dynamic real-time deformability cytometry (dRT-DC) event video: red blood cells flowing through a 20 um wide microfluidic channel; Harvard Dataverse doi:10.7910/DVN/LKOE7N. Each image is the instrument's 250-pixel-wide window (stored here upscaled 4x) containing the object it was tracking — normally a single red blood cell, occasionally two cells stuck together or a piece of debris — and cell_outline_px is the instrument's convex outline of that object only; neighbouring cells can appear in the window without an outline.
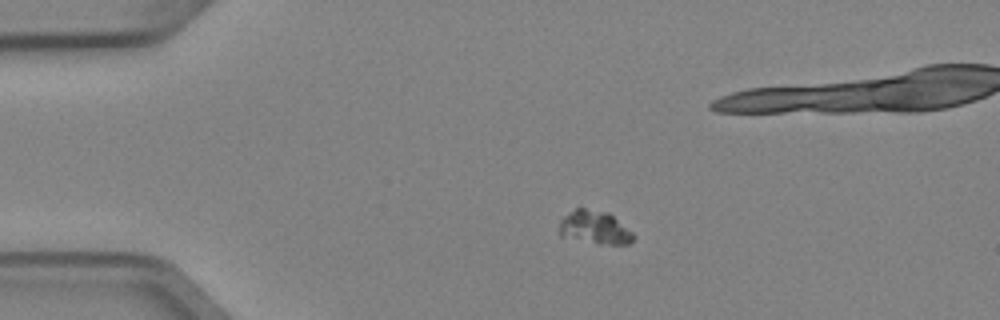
{"species": "Egyptian fruit bat (a non-hibernating species)", "species_latin": "Rousettus aegyptiacus", "temperature_condition": "cold", "stored_images_in_passage": 7, "camera_frame_rate_fps": 3000, "um_per_image_px": 0.085, "animal": {"sex": "female"}, "frame": {"image": 1, "passage_image": 3, "time_ms": 0.667, "image_size_px": [1000, 320], "cell_outline_px": [[636, 236], [628, 244], [596, 244], [560, 236], [560, 220], [564, 216], [576, 208], [584, 208], [608, 212], [632, 232]], "centroid_in_image_um": [50.54, 19.35], "position_along_channel_um": 34.5, "area_um2": 14.33}}